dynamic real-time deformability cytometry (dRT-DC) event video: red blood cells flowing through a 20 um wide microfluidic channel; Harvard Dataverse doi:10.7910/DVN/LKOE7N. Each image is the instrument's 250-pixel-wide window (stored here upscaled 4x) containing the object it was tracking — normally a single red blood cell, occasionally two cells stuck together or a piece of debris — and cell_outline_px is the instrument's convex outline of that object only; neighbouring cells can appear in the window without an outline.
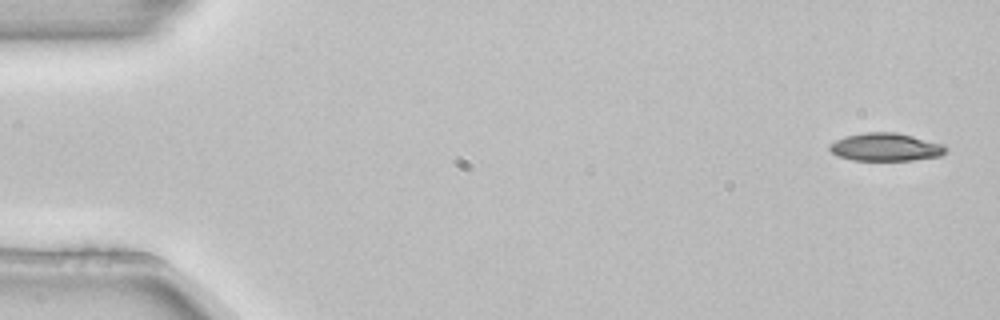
{"species": "common noctule bat (a hibernating species)", "species_latin": "Nyctalus noctula", "temperature_condition": "room temperature", "stored_images_in_passage": 3, "camera_frame_rate_fps": 3000, "um_per_image_px": 0.085, "animal": {"sex": "female", "body_mass_g": 22.7, "forearm_length_mm": 54.2}, "frame": {"image": 1, "passage_image": 1, "time_ms": 0.0, "image_size_px": [1000, 320], "cell_outline_px": [[948, 148], [940, 156], [912, 160], [852, 160], [836, 156], [828, 148], [828, 144], [844, 136], [864, 132], [896, 132], [944, 144]], "centroid_in_image_um": [75.24, 12.5], "position_along_channel_um": 9.8, "area_um2": 19.02}}
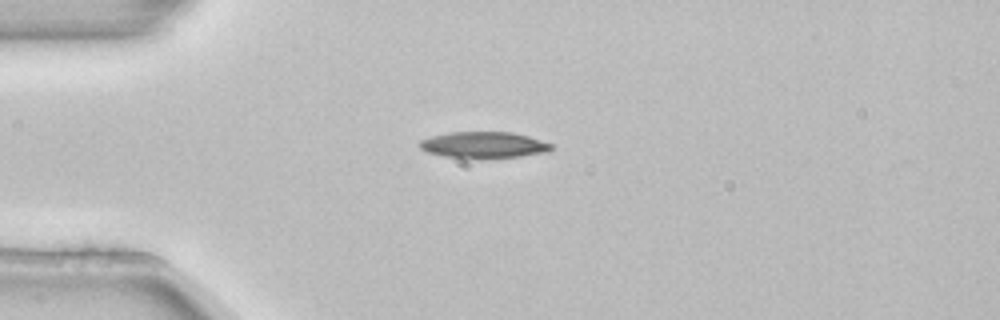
{"frame": {"image": 2, "passage_image": 3, "time_ms": 0.667, "image_size_px": [1000, 320], "cell_outline_px": [[552, 148], [548, 152], [520, 156], [444, 156], [428, 152], [420, 148], [416, 144], [420, 140], [432, 136], [452, 132], [512, 132], [528, 136], [552, 144]], "centroid_in_image_um": [41.1, 12.28], "position_along_channel_um": 43.9, "area_um2": 19.42}}